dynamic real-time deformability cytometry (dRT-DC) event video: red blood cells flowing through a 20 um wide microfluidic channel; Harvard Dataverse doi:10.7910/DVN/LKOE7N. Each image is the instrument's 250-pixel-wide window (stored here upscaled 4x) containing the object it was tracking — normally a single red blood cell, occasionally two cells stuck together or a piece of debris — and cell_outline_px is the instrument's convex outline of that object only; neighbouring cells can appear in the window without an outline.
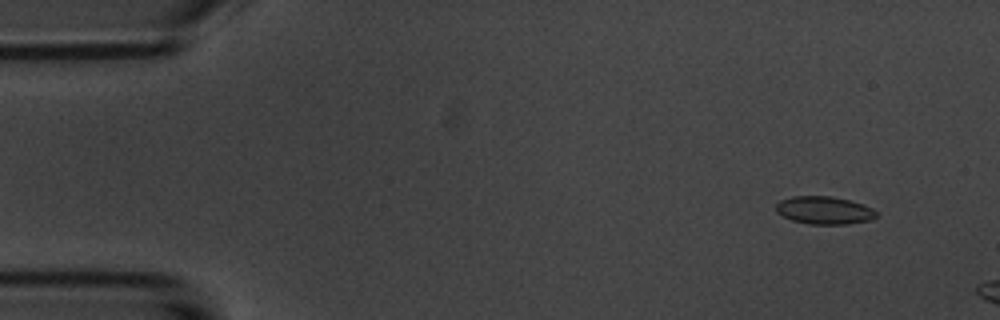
{"species": "common noctule bat (a hibernating species)", "species_latin": "Nyctalus noctula", "temperature_condition": "room temperature", "stored_images_in_passage": 4, "camera_frame_rate_fps": 3000, "um_per_image_px": 0.085, "animal": {"sex": "male", "body_mass_g": 20.1, "forearm_length_mm": 53.5}, "frame": {"image": 1, "passage_image": 2, "time_ms": 1.0, "image_size_px": [1000, 320], "cell_outline_px": [[876, 216], [868, 220], [848, 224], [808, 224], [792, 220], [776, 212], [776, 204], [780, 200], [792, 196], [832, 196], [864, 204], [872, 208], [876, 212]], "centroid_in_image_um": [70.04, 17.87], "position_along_channel_um": 15.0, "area_um2": 16.18}}